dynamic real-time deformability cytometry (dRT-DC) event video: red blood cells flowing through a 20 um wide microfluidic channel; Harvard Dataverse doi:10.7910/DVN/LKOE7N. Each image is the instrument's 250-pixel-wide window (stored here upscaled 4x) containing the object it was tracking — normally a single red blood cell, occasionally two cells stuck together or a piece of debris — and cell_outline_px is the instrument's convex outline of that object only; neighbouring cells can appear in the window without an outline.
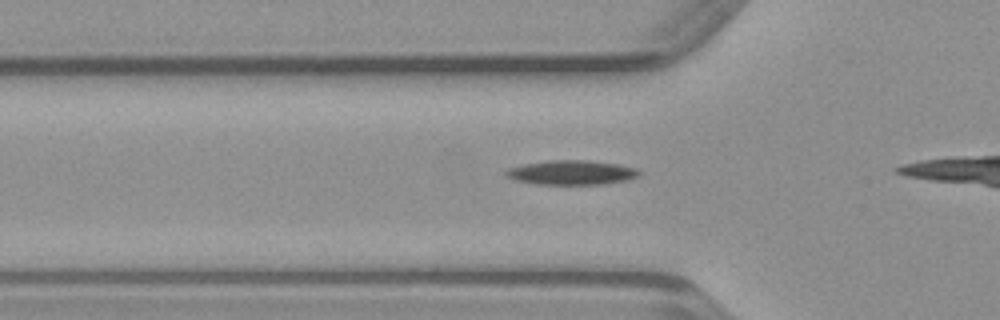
{"species": "common noctule bat (a hibernating species)", "species_latin": "Nyctalus noctula", "temperature_condition": "warm", "stored_images_in_passage": 12, "camera_frame_rate_fps": 3000, "um_per_image_px": 0.085, "animal": {"sex": "male", "body_mass_g": 23.1, "forearm_length_mm": 52.7}, "frame": {"image": 1, "passage_image": 7, "time_ms": 2.0, "image_size_px": [1000, 320], "cell_outline_px": [[640, 172], [636, 176], [624, 180], [600, 184], [536, 184], [516, 180], [508, 176], [504, 172], [508, 168], [524, 164], [548, 160], [588, 160], [616, 164], [636, 168]], "centroid_in_image_um": [48.53, 14.65], "position_along_channel_um": 77.3, "area_um2": 18.61}}
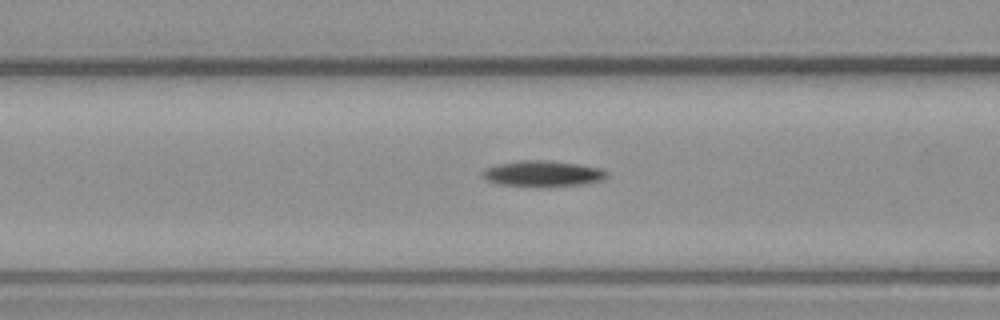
{"frame": {"image": 2, "passage_image": 10, "time_ms": 3.0, "image_size_px": [1000, 320], "cell_outline_px": [[608, 176], [604, 180], [584, 184], [544, 188], [540, 188], [500, 184], [488, 180], [480, 172], [484, 168], [500, 164], [524, 160], [544, 160], [580, 164], [600, 168], [608, 172]], "centroid_in_image_um": [46.18, 14.78], "position_along_channel_um": 120.4, "area_um2": 19.07}}